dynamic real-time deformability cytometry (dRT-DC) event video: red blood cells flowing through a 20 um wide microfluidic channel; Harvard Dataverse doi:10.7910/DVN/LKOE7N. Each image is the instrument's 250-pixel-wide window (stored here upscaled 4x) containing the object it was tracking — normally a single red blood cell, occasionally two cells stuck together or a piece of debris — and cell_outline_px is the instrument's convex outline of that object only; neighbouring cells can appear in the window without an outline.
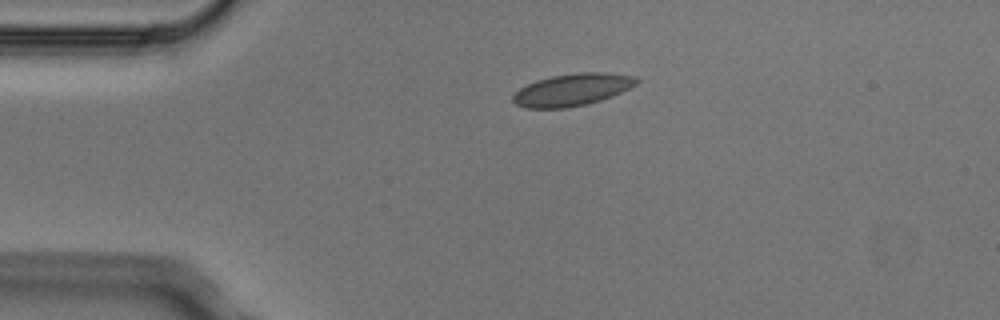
{"species": "Egyptian fruit bat (a non-hibernating species)", "species_latin": "Rousettus aegyptiacus", "temperature_condition": "cold", "stored_images_in_passage": 2, "camera_frame_rate_fps": 3000, "um_per_image_px": 0.085, "animal": {"sex": "male"}, "frame": {"image": 1, "passage_image": 1, "time_ms": 0.0, "image_size_px": [1000, 320], "cell_outline_px": [[640, 80], [636, 84], [612, 96], [588, 104], [568, 108], [524, 108], [516, 104], [512, 100], [512, 96], [520, 88], [536, 80], [552, 76], [580, 72], [608, 72], [636, 76]], "centroid_in_image_um": [48.65, 7.62], "position_along_channel_um": 36.4, "area_um2": 23.24}}